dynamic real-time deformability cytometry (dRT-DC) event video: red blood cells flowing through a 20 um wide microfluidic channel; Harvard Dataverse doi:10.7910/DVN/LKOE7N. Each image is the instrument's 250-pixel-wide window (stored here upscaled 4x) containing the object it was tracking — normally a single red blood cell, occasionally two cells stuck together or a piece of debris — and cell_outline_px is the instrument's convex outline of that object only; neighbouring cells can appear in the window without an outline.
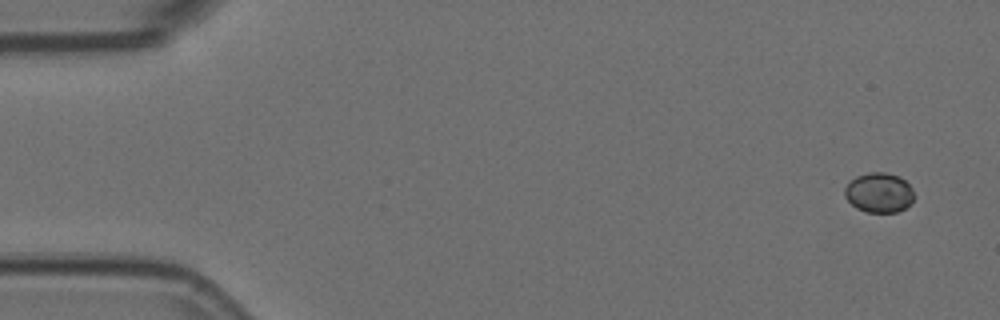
{"species": "Egyptian fruit bat (a non-hibernating species)", "species_latin": "Rousettus aegyptiacus", "temperature_condition": "room temperature", "stored_images_in_passage": 54, "camera_frame_rate_fps": 3000, "um_per_image_px": 0.085, "animal": {"sex": "female"}, "frame": {"image": 1, "passage_image": 1, "time_ms": 0.0, "image_size_px": [1000, 320], "cell_outline_px": [[912, 200], [904, 208], [896, 212], [868, 212], [856, 208], [844, 196], [844, 188], [856, 176], [868, 172], [884, 172], [900, 176], [912, 188]], "centroid_in_image_um": [74.69, 16.36], "position_along_channel_um": 10.3, "area_um2": 15.9}}
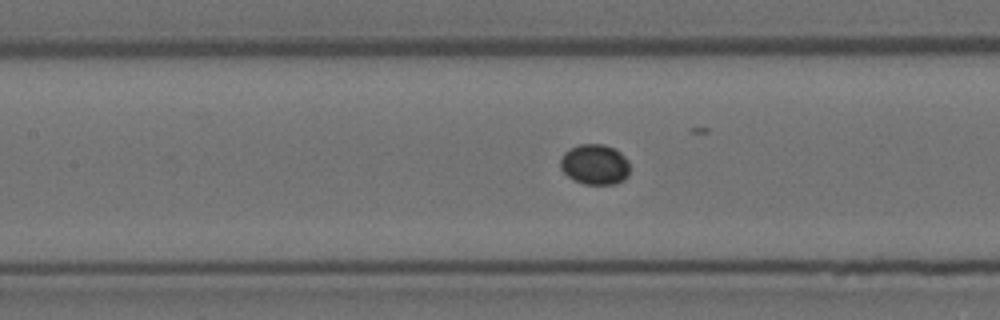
{"frame": {"image": 2, "passage_image": 23, "time_ms": 7.333, "image_size_px": [1000, 320], "cell_outline_px": [[628, 176], [624, 180], [616, 184], [584, 184], [568, 176], [560, 168], [560, 160], [564, 152], [580, 144], [604, 144], [620, 152], [628, 160]], "centroid_in_image_um": [50.56, 13.98], "position_along_channel_um": 156.8, "area_um2": 16.24}}
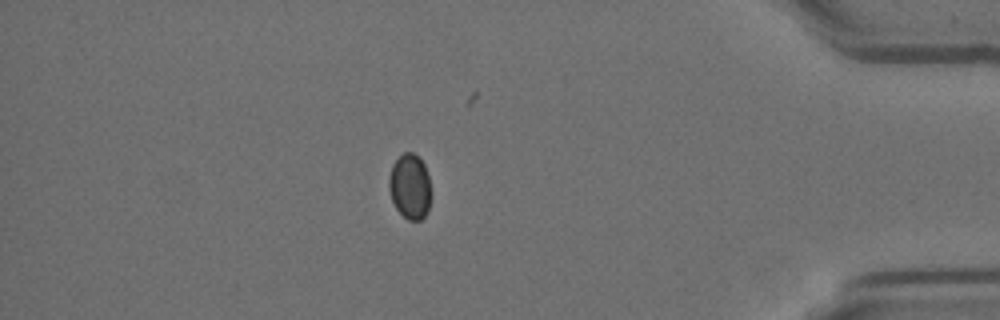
{"frame": {"image": 3, "passage_image": 46, "time_ms": 15.0, "image_size_px": [1000, 320], "cell_outline_px": [[432, 196], [428, 212], [420, 220], [408, 220], [396, 208], [392, 200], [388, 188], [388, 176], [392, 164], [404, 152], [412, 152], [424, 164], [428, 176], [432, 192]], "centroid_in_image_um": [34.85, 15.87], "position_along_channel_um": 400.3, "area_um2": 16.18}}